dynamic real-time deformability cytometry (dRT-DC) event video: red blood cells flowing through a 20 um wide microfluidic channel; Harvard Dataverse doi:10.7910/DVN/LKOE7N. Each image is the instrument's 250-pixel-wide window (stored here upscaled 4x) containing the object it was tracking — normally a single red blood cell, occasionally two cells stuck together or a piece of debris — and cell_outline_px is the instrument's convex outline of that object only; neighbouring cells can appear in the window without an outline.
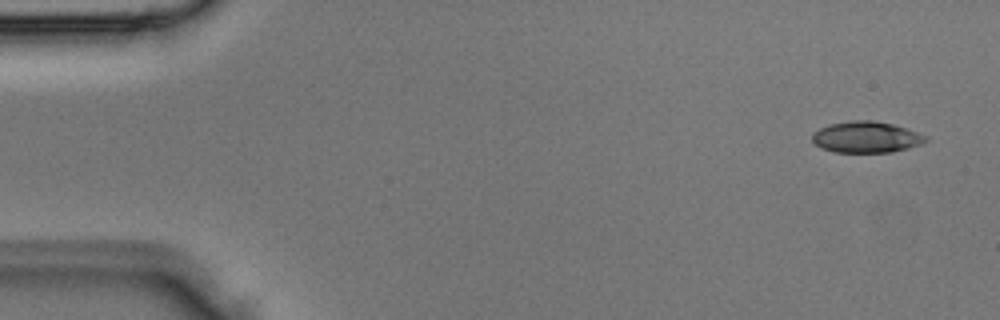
{"species": "Egyptian fruit bat (a non-hibernating species)", "species_latin": "Rousettus aegyptiacus", "temperature_condition": "room temperature", "stored_images_in_passage": 4, "segment_of_instrument_passage": [2, 2], "camera_frame_rate_fps": 3000, "um_per_image_px": 0.085, "animal": {"sex": "male"}, "frame": {"image": 1, "passage_image": 4, "time_ms": 1.0, "image_size_px": [1000, 320], "cell_outline_px": [[928, 140], [924, 144], [892, 152], [836, 152], [820, 148], [812, 140], [812, 132], [828, 124], [852, 120], [872, 120], [892, 124], [908, 128], [928, 136]], "centroid_in_image_um": [73.66, 11.65], "position_along_channel_um": 11.3, "area_um2": 20.92}}